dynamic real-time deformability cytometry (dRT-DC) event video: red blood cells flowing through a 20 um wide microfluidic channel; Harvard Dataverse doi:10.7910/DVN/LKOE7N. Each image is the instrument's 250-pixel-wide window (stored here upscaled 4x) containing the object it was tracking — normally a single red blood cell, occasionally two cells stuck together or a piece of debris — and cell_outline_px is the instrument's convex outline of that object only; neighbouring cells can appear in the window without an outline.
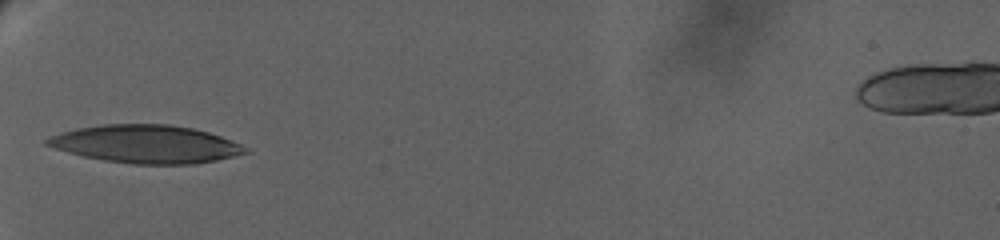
{"species": "human", "species_latin": "Homo sapiens", "temperature_condition": "warm", "stored_images_in_passage": 68, "camera_frame_rate_fps": 3000, "um_per_image_px": 0.085, "donor": {"sex": "female"}, "frame": {"image": 1, "passage_image": 1, "time_ms": 0.0, "image_size_px": [1000, 240], "cell_outline_px": [[252, 152], [216, 160], [196, 164], [132, 164], [104, 160], [84, 156], [56, 148], [44, 144], [44, 140], [52, 136], [76, 128], [100, 124], [172, 124], [192, 128], [208, 132], [220, 136], [240, 144]], "centroid_in_image_um": [12.44, 12.24], "position_along_channel_um": 72.6, "area_um2": 43.7}}
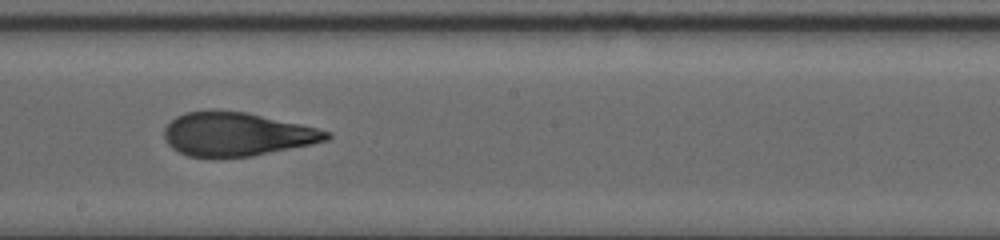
{"frame": {"image": 2, "passage_image": 37, "time_ms": 6.0, "image_size_px": [1000, 240], "cell_outline_px": [[332, 136], [328, 140], [312, 144], [252, 156], [216, 160], [188, 156], [172, 148], [168, 144], [164, 136], [164, 128], [176, 116], [184, 112], [212, 108], [216, 108], [244, 112], [300, 124], [332, 132]], "centroid_in_image_um": [20.07, 11.42], "position_along_channel_um": 228.1, "area_um2": 42.19}}
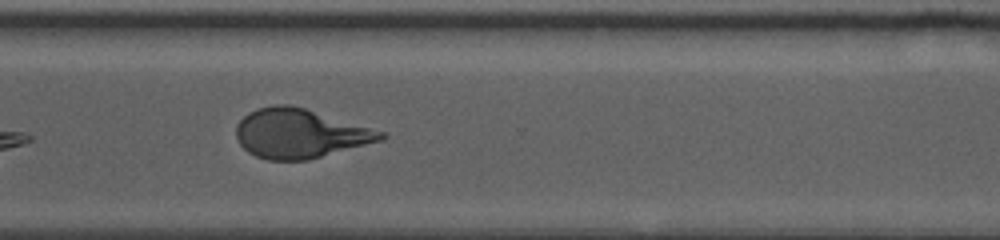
{"frame": {"image": 3, "passage_image": 67, "time_ms": 10.333, "image_size_px": [1000, 240], "cell_outline_px": [[388, 136], [384, 140], [308, 160], [268, 160], [256, 156], [248, 152], [240, 144], [236, 136], [236, 124], [248, 112], [256, 108], [276, 104], [288, 104], [304, 108], [384, 132]], "centroid_in_image_um": [25.47, 11.35], "position_along_channel_um": 345.1, "area_um2": 41.38}}